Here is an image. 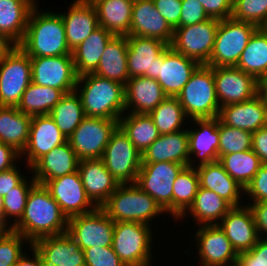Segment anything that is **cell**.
<instances>
[{
	"mask_svg": "<svg viewBox=\"0 0 267 266\" xmlns=\"http://www.w3.org/2000/svg\"><path fill=\"white\" fill-rule=\"evenodd\" d=\"M7 230L8 228L4 225V201L0 196V234Z\"/></svg>",
	"mask_w": 267,
	"mask_h": 266,
	"instance_id": "61",
	"label": "cell"
},
{
	"mask_svg": "<svg viewBox=\"0 0 267 266\" xmlns=\"http://www.w3.org/2000/svg\"><path fill=\"white\" fill-rule=\"evenodd\" d=\"M254 76L261 84H267V32L258 28L250 37L236 65Z\"/></svg>",
	"mask_w": 267,
	"mask_h": 266,
	"instance_id": "38",
	"label": "cell"
},
{
	"mask_svg": "<svg viewBox=\"0 0 267 266\" xmlns=\"http://www.w3.org/2000/svg\"><path fill=\"white\" fill-rule=\"evenodd\" d=\"M75 91L87 117L119 121L125 113V88L119 82L84 74L77 78Z\"/></svg>",
	"mask_w": 267,
	"mask_h": 266,
	"instance_id": "3",
	"label": "cell"
},
{
	"mask_svg": "<svg viewBox=\"0 0 267 266\" xmlns=\"http://www.w3.org/2000/svg\"><path fill=\"white\" fill-rule=\"evenodd\" d=\"M127 114L128 115H126L125 112V114L119 118L118 126L142 154L157 138H159L160 133L149 114Z\"/></svg>",
	"mask_w": 267,
	"mask_h": 266,
	"instance_id": "39",
	"label": "cell"
},
{
	"mask_svg": "<svg viewBox=\"0 0 267 266\" xmlns=\"http://www.w3.org/2000/svg\"><path fill=\"white\" fill-rule=\"evenodd\" d=\"M30 59L33 83L57 88L64 94L75 91L78 76L72 55Z\"/></svg>",
	"mask_w": 267,
	"mask_h": 266,
	"instance_id": "15",
	"label": "cell"
},
{
	"mask_svg": "<svg viewBox=\"0 0 267 266\" xmlns=\"http://www.w3.org/2000/svg\"><path fill=\"white\" fill-rule=\"evenodd\" d=\"M176 97L190 120L218 117L220 105L216 96L213 67L200 65Z\"/></svg>",
	"mask_w": 267,
	"mask_h": 266,
	"instance_id": "5",
	"label": "cell"
},
{
	"mask_svg": "<svg viewBox=\"0 0 267 266\" xmlns=\"http://www.w3.org/2000/svg\"><path fill=\"white\" fill-rule=\"evenodd\" d=\"M219 21L209 18L194 25L175 28L170 47L200 65H206L214 48Z\"/></svg>",
	"mask_w": 267,
	"mask_h": 266,
	"instance_id": "11",
	"label": "cell"
},
{
	"mask_svg": "<svg viewBox=\"0 0 267 266\" xmlns=\"http://www.w3.org/2000/svg\"><path fill=\"white\" fill-rule=\"evenodd\" d=\"M127 36H113L107 43L93 74L125 86L129 78L127 66Z\"/></svg>",
	"mask_w": 267,
	"mask_h": 266,
	"instance_id": "33",
	"label": "cell"
},
{
	"mask_svg": "<svg viewBox=\"0 0 267 266\" xmlns=\"http://www.w3.org/2000/svg\"><path fill=\"white\" fill-rule=\"evenodd\" d=\"M127 42L129 78L146 76L157 80V57L168 45L158 39L140 36H127Z\"/></svg>",
	"mask_w": 267,
	"mask_h": 266,
	"instance_id": "20",
	"label": "cell"
},
{
	"mask_svg": "<svg viewBox=\"0 0 267 266\" xmlns=\"http://www.w3.org/2000/svg\"><path fill=\"white\" fill-rule=\"evenodd\" d=\"M114 35L98 26L90 36L72 51L77 76L93 73L100 61L104 49Z\"/></svg>",
	"mask_w": 267,
	"mask_h": 266,
	"instance_id": "35",
	"label": "cell"
},
{
	"mask_svg": "<svg viewBox=\"0 0 267 266\" xmlns=\"http://www.w3.org/2000/svg\"><path fill=\"white\" fill-rule=\"evenodd\" d=\"M174 29L155 7L153 0H134L128 36L149 37L170 46Z\"/></svg>",
	"mask_w": 267,
	"mask_h": 266,
	"instance_id": "21",
	"label": "cell"
},
{
	"mask_svg": "<svg viewBox=\"0 0 267 266\" xmlns=\"http://www.w3.org/2000/svg\"><path fill=\"white\" fill-rule=\"evenodd\" d=\"M114 221L101 208L68 218L67 233L84 250L93 246H112Z\"/></svg>",
	"mask_w": 267,
	"mask_h": 266,
	"instance_id": "14",
	"label": "cell"
},
{
	"mask_svg": "<svg viewBox=\"0 0 267 266\" xmlns=\"http://www.w3.org/2000/svg\"><path fill=\"white\" fill-rule=\"evenodd\" d=\"M245 193L248 195L249 200H252V203L267 202V163L261 164L256 175L245 187Z\"/></svg>",
	"mask_w": 267,
	"mask_h": 266,
	"instance_id": "50",
	"label": "cell"
},
{
	"mask_svg": "<svg viewBox=\"0 0 267 266\" xmlns=\"http://www.w3.org/2000/svg\"><path fill=\"white\" fill-rule=\"evenodd\" d=\"M160 135L181 131L188 118L177 97L167 96L149 113Z\"/></svg>",
	"mask_w": 267,
	"mask_h": 266,
	"instance_id": "44",
	"label": "cell"
},
{
	"mask_svg": "<svg viewBox=\"0 0 267 266\" xmlns=\"http://www.w3.org/2000/svg\"><path fill=\"white\" fill-rule=\"evenodd\" d=\"M124 88L128 113L149 114L167 97L157 80L146 76L130 78Z\"/></svg>",
	"mask_w": 267,
	"mask_h": 266,
	"instance_id": "28",
	"label": "cell"
},
{
	"mask_svg": "<svg viewBox=\"0 0 267 266\" xmlns=\"http://www.w3.org/2000/svg\"><path fill=\"white\" fill-rule=\"evenodd\" d=\"M79 161L67 141L39 158L29 170L32 171L35 181L44 185L48 180L76 172Z\"/></svg>",
	"mask_w": 267,
	"mask_h": 266,
	"instance_id": "27",
	"label": "cell"
},
{
	"mask_svg": "<svg viewBox=\"0 0 267 266\" xmlns=\"http://www.w3.org/2000/svg\"><path fill=\"white\" fill-rule=\"evenodd\" d=\"M44 186L60 206L67 218L87 214L97 207L88 198L78 170L74 173L48 180Z\"/></svg>",
	"mask_w": 267,
	"mask_h": 266,
	"instance_id": "16",
	"label": "cell"
},
{
	"mask_svg": "<svg viewBox=\"0 0 267 266\" xmlns=\"http://www.w3.org/2000/svg\"><path fill=\"white\" fill-rule=\"evenodd\" d=\"M30 13L23 40L18 45L30 58L72 55L60 13L38 10Z\"/></svg>",
	"mask_w": 267,
	"mask_h": 266,
	"instance_id": "2",
	"label": "cell"
},
{
	"mask_svg": "<svg viewBox=\"0 0 267 266\" xmlns=\"http://www.w3.org/2000/svg\"><path fill=\"white\" fill-rule=\"evenodd\" d=\"M262 29L265 30L267 32V21L264 23V25L262 26Z\"/></svg>",
	"mask_w": 267,
	"mask_h": 266,
	"instance_id": "63",
	"label": "cell"
},
{
	"mask_svg": "<svg viewBox=\"0 0 267 266\" xmlns=\"http://www.w3.org/2000/svg\"><path fill=\"white\" fill-rule=\"evenodd\" d=\"M32 180L24 179L18 186L14 187L9 193L3 197L4 201V225L11 229L16 224L24 213V209L27 203L28 194L31 188L37 183L35 179ZM10 216V217H9ZM14 217L13 224L10 221ZM10 222H7V221ZM9 223V224H8Z\"/></svg>",
	"mask_w": 267,
	"mask_h": 266,
	"instance_id": "45",
	"label": "cell"
},
{
	"mask_svg": "<svg viewBox=\"0 0 267 266\" xmlns=\"http://www.w3.org/2000/svg\"><path fill=\"white\" fill-rule=\"evenodd\" d=\"M30 247L33 251V258L31 256L29 257L25 251L14 266H43V261L40 254L36 251L34 247H32L31 245Z\"/></svg>",
	"mask_w": 267,
	"mask_h": 266,
	"instance_id": "59",
	"label": "cell"
},
{
	"mask_svg": "<svg viewBox=\"0 0 267 266\" xmlns=\"http://www.w3.org/2000/svg\"><path fill=\"white\" fill-rule=\"evenodd\" d=\"M196 170L199 187L215 192L232 207L241 206L244 189L225 171L219 161L196 167Z\"/></svg>",
	"mask_w": 267,
	"mask_h": 266,
	"instance_id": "31",
	"label": "cell"
},
{
	"mask_svg": "<svg viewBox=\"0 0 267 266\" xmlns=\"http://www.w3.org/2000/svg\"><path fill=\"white\" fill-rule=\"evenodd\" d=\"M198 187L199 177L196 168L184 167L173 183V216L175 219L179 220L191 206Z\"/></svg>",
	"mask_w": 267,
	"mask_h": 266,
	"instance_id": "43",
	"label": "cell"
},
{
	"mask_svg": "<svg viewBox=\"0 0 267 266\" xmlns=\"http://www.w3.org/2000/svg\"><path fill=\"white\" fill-rule=\"evenodd\" d=\"M28 240L20 233L14 232L11 229L0 234V266H14L19 258L24 254L22 247L25 244H30Z\"/></svg>",
	"mask_w": 267,
	"mask_h": 266,
	"instance_id": "48",
	"label": "cell"
},
{
	"mask_svg": "<svg viewBox=\"0 0 267 266\" xmlns=\"http://www.w3.org/2000/svg\"><path fill=\"white\" fill-rule=\"evenodd\" d=\"M78 173L91 202L100 208L120 183L109 173L101 158L82 159Z\"/></svg>",
	"mask_w": 267,
	"mask_h": 266,
	"instance_id": "25",
	"label": "cell"
},
{
	"mask_svg": "<svg viewBox=\"0 0 267 266\" xmlns=\"http://www.w3.org/2000/svg\"><path fill=\"white\" fill-rule=\"evenodd\" d=\"M259 93L262 95V100L265 106V114H266V126H267V84H262L259 90Z\"/></svg>",
	"mask_w": 267,
	"mask_h": 266,
	"instance_id": "62",
	"label": "cell"
},
{
	"mask_svg": "<svg viewBox=\"0 0 267 266\" xmlns=\"http://www.w3.org/2000/svg\"><path fill=\"white\" fill-rule=\"evenodd\" d=\"M114 222H139L150 225L154 217L166 212L135 183L120 184L100 207Z\"/></svg>",
	"mask_w": 267,
	"mask_h": 266,
	"instance_id": "4",
	"label": "cell"
},
{
	"mask_svg": "<svg viewBox=\"0 0 267 266\" xmlns=\"http://www.w3.org/2000/svg\"><path fill=\"white\" fill-rule=\"evenodd\" d=\"M241 204L232 207L218 224L237 254L252 249L259 239L249 206L244 202Z\"/></svg>",
	"mask_w": 267,
	"mask_h": 266,
	"instance_id": "23",
	"label": "cell"
},
{
	"mask_svg": "<svg viewBox=\"0 0 267 266\" xmlns=\"http://www.w3.org/2000/svg\"><path fill=\"white\" fill-rule=\"evenodd\" d=\"M231 17L262 28L267 21V0H233Z\"/></svg>",
	"mask_w": 267,
	"mask_h": 266,
	"instance_id": "47",
	"label": "cell"
},
{
	"mask_svg": "<svg viewBox=\"0 0 267 266\" xmlns=\"http://www.w3.org/2000/svg\"><path fill=\"white\" fill-rule=\"evenodd\" d=\"M150 226L131 221L114 222L112 248L126 266H151L153 232Z\"/></svg>",
	"mask_w": 267,
	"mask_h": 266,
	"instance_id": "6",
	"label": "cell"
},
{
	"mask_svg": "<svg viewBox=\"0 0 267 266\" xmlns=\"http://www.w3.org/2000/svg\"><path fill=\"white\" fill-rule=\"evenodd\" d=\"M49 115L67 139L86 117L80 97L76 91L64 94L61 100L52 108Z\"/></svg>",
	"mask_w": 267,
	"mask_h": 266,
	"instance_id": "41",
	"label": "cell"
},
{
	"mask_svg": "<svg viewBox=\"0 0 267 266\" xmlns=\"http://www.w3.org/2000/svg\"><path fill=\"white\" fill-rule=\"evenodd\" d=\"M63 95L64 93L57 88L31 82L22 94L17 109L29 116L47 115Z\"/></svg>",
	"mask_w": 267,
	"mask_h": 266,
	"instance_id": "40",
	"label": "cell"
},
{
	"mask_svg": "<svg viewBox=\"0 0 267 266\" xmlns=\"http://www.w3.org/2000/svg\"><path fill=\"white\" fill-rule=\"evenodd\" d=\"M213 77L220 107L254 98L262 85L254 76L236 66L213 67Z\"/></svg>",
	"mask_w": 267,
	"mask_h": 266,
	"instance_id": "13",
	"label": "cell"
},
{
	"mask_svg": "<svg viewBox=\"0 0 267 266\" xmlns=\"http://www.w3.org/2000/svg\"><path fill=\"white\" fill-rule=\"evenodd\" d=\"M85 266H126L112 246L90 247L84 249Z\"/></svg>",
	"mask_w": 267,
	"mask_h": 266,
	"instance_id": "49",
	"label": "cell"
},
{
	"mask_svg": "<svg viewBox=\"0 0 267 266\" xmlns=\"http://www.w3.org/2000/svg\"><path fill=\"white\" fill-rule=\"evenodd\" d=\"M117 127L118 120L86 116L67 141L80 160L102 158Z\"/></svg>",
	"mask_w": 267,
	"mask_h": 266,
	"instance_id": "12",
	"label": "cell"
},
{
	"mask_svg": "<svg viewBox=\"0 0 267 266\" xmlns=\"http://www.w3.org/2000/svg\"><path fill=\"white\" fill-rule=\"evenodd\" d=\"M227 266H241V265L238 262H235V263L227 265Z\"/></svg>",
	"mask_w": 267,
	"mask_h": 266,
	"instance_id": "64",
	"label": "cell"
},
{
	"mask_svg": "<svg viewBox=\"0 0 267 266\" xmlns=\"http://www.w3.org/2000/svg\"><path fill=\"white\" fill-rule=\"evenodd\" d=\"M102 161L120 183H135L142 165V154L118 126L104 149Z\"/></svg>",
	"mask_w": 267,
	"mask_h": 266,
	"instance_id": "10",
	"label": "cell"
},
{
	"mask_svg": "<svg viewBox=\"0 0 267 266\" xmlns=\"http://www.w3.org/2000/svg\"><path fill=\"white\" fill-rule=\"evenodd\" d=\"M68 12L60 13L66 32V41L73 51L99 26L97 12L90 0H74Z\"/></svg>",
	"mask_w": 267,
	"mask_h": 266,
	"instance_id": "26",
	"label": "cell"
},
{
	"mask_svg": "<svg viewBox=\"0 0 267 266\" xmlns=\"http://www.w3.org/2000/svg\"><path fill=\"white\" fill-rule=\"evenodd\" d=\"M190 161L187 129L160 135L143 153L142 163L174 162L185 167Z\"/></svg>",
	"mask_w": 267,
	"mask_h": 266,
	"instance_id": "30",
	"label": "cell"
},
{
	"mask_svg": "<svg viewBox=\"0 0 267 266\" xmlns=\"http://www.w3.org/2000/svg\"><path fill=\"white\" fill-rule=\"evenodd\" d=\"M219 162L243 189L251 182L262 164L252 149L223 155Z\"/></svg>",
	"mask_w": 267,
	"mask_h": 266,
	"instance_id": "42",
	"label": "cell"
},
{
	"mask_svg": "<svg viewBox=\"0 0 267 266\" xmlns=\"http://www.w3.org/2000/svg\"><path fill=\"white\" fill-rule=\"evenodd\" d=\"M247 205L252 212L259 238L267 239V202L248 203Z\"/></svg>",
	"mask_w": 267,
	"mask_h": 266,
	"instance_id": "56",
	"label": "cell"
},
{
	"mask_svg": "<svg viewBox=\"0 0 267 266\" xmlns=\"http://www.w3.org/2000/svg\"><path fill=\"white\" fill-rule=\"evenodd\" d=\"M180 27L194 25L209 19L203 5L198 0H182Z\"/></svg>",
	"mask_w": 267,
	"mask_h": 266,
	"instance_id": "51",
	"label": "cell"
},
{
	"mask_svg": "<svg viewBox=\"0 0 267 266\" xmlns=\"http://www.w3.org/2000/svg\"><path fill=\"white\" fill-rule=\"evenodd\" d=\"M192 122L198 125V127L197 129L190 128L187 130L190 155L188 166L196 168V164L194 163V160H192L194 155L197 156L196 159L199 157L197 167L219 161L220 140L218 117L210 119H193Z\"/></svg>",
	"mask_w": 267,
	"mask_h": 266,
	"instance_id": "24",
	"label": "cell"
},
{
	"mask_svg": "<svg viewBox=\"0 0 267 266\" xmlns=\"http://www.w3.org/2000/svg\"><path fill=\"white\" fill-rule=\"evenodd\" d=\"M20 158V153L13 147L0 142V172L9 170L15 167Z\"/></svg>",
	"mask_w": 267,
	"mask_h": 266,
	"instance_id": "58",
	"label": "cell"
},
{
	"mask_svg": "<svg viewBox=\"0 0 267 266\" xmlns=\"http://www.w3.org/2000/svg\"><path fill=\"white\" fill-rule=\"evenodd\" d=\"M219 159L223 155L252 149V133L223 124L218 118Z\"/></svg>",
	"mask_w": 267,
	"mask_h": 266,
	"instance_id": "46",
	"label": "cell"
},
{
	"mask_svg": "<svg viewBox=\"0 0 267 266\" xmlns=\"http://www.w3.org/2000/svg\"><path fill=\"white\" fill-rule=\"evenodd\" d=\"M158 79L167 96L176 97L200 66L168 46L158 57Z\"/></svg>",
	"mask_w": 267,
	"mask_h": 266,
	"instance_id": "17",
	"label": "cell"
},
{
	"mask_svg": "<svg viewBox=\"0 0 267 266\" xmlns=\"http://www.w3.org/2000/svg\"><path fill=\"white\" fill-rule=\"evenodd\" d=\"M153 3L173 29L180 27L182 0H153Z\"/></svg>",
	"mask_w": 267,
	"mask_h": 266,
	"instance_id": "53",
	"label": "cell"
},
{
	"mask_svg": "<svg viewBox=\"0 0 267 266\" xmlns=\"http://www.w3.org/2000/svg\"><path fill=\"white\" fill-rule=\"evenodd\" d=\"M99 26L114 36H128L134 0H91Z\"/></svg>",
	"mask_w": 267,
	"mask_h": 266,
	"instance_id": "34",
	"label": "cell"
},
{
	"mask_svg": "<svg viewBox=\"0 0 267 266\" xmlns=\"http://www.w3.org/2000/svg\"><path fill=\"white\" fill-rule=\"evenodd\" d=\"M65 142L67 138L49 114L32 116L28 142L20 157H26L30 168L39 158Z\"/></svg>",
	"mask_w": 267,
	"mask_h": 266,
	"instance_id": "19",
	"label": "cell"
},
{
	"mask_svg": "<svg viewBox=\"0 0 267 266\" xmlns=\"http://www.w3.org/2000/svg\"><path fill=\"white\" fill-rule=\"evenodd\" d=\"M231 208L232 206L215 192L198 187L193 203L179 219L190 213L198 226L218 225L217 221H221Z\"/></svg>",
	"mask_w": 267,
	"mask_h": 266,
	"instance_id": "37",
	"label": "cell"
},
{
	"mask_svg": "<svg viewBox=\"0 0 267 266\" xmlns=\"http://www.w3.org/2000/svg\"><path fill=\"white\" fill-rule=\"evenodd\" d=\"M258 29L252 23L232 17L219 21L214 48L207 66H236L250 37Z\"/></svg>",
	"mask_w": 267,
	"mask_h": 266,
	"instance_id": "7",
	"label": "cell"
},
{
	"mask_svg": "<svg viewBox=\"0 0 267 266\" xmlns=\"http://www.w3.org/2000/svg\"><path fill=\"white\" fill-rule=\"evenodd\" d=\"M252 150L262 164L267 163V126L252 132Z\"/></svg>",
	"mask_w": 267,
	"mask_h": 266,
	"instance_id": "57",
	"label": "cell"
},
{
	"mask_svg": "<svg viewBox=\"0 0 267 266\" xmlns=\"http://www.w3.org/2000/svg\"><path fill=\"white\" fill-rule=\"evenodd\" d=\"M237 262L241 266H267V239L259 238L252 249L239 253Z\"/></svg>",
	"mask_w": 267,
	"mask_h": 266,
	"instance_id": "52",
	"label": "cell"
},
{
	"mask_svg": "<svg viewBox=\"0 0 267 266\" xmlns=\"http://www.w3.org/2000/svg\"><path fill=\"white\" fill-rule=\"evenodd\" d=\"M36 0H0V33L18 46L24 38Z\"/></svg>",
	"mask_w": 267,
	"mask_h": 266,
	"instance_id": "32",
	"label": "cell"
},
{
	"mask_svg": "<svg viewBox=\"0 0 267 266\" xmlns=\"http://www.w3.org/2000/svg\"><path fill=\"white\" fill-rule=\"evenodd\" d=\"M209 16L218 20L230 18L233 10V0H198Z\"/></svg>",
	"mask_w": 267,
	"mask_h": 266,
	"instance_id": "54",
	"label": "cell"
},
{
	"mask_svg": "<svg viewBox=\"0 0 267 266\" xmlns=\"http://www.w3.org/2000/svg\"><path fill=\"white\" fill-rule=\"evenodd\" d=\"M184 167L174 162L142 163L135 184L173 217V183Z\"/></svg>",
	"mask_w": 267,
	"mask_h": 266,
	"instance_id": "9",
	"label": "cell"
},
{
	"mask_svg": "<svg viewBox=\"0 0 267 266\" xmlns=\"http://www.w3.org/2000/svg\"><path fill=\"white\" fill-rule=\"evenodd\" d=\"M43 263L53 266H85L84 250L67 232L46 236L31 244Z\"/></svg>",
	"mask_w": 267,
	"mask_h": 266,
	"instance_id": "22",
	"label": "cell"
},
{
	"mask_svg": "<svg viewBox=\"0 0 267 266\" xmlns=\"http://www.w3.org/2000/svg\"><path fill=\"white\" fill-rule=\"evenodd\" d=\"M67 229V216L49 190L39 183L31 188L22 217L11 227L31 244L42 237L66 233Z\"/></svg>",
	"mask_w": 267,
	"mask_h": 266,
	"instance_id": "1",
	"label": "cell"
},
{
	"mask_svg": "<svg viewBox=\"0 0 267 266\" xmlns=\"http://www.w3.org/2000/svg\"><path fill=\"white\" fill-rule=\"evenodd\" d=\"M43 266H53V265H49V264H45V263H43Z\"/></svg>",
	"mask_w": 267,
	"mask_h": 266,
	"instance_id": "65",
	"label": "cell"
},
{
	"mask_svg": "<svg viewBox=\"0 0 267 266\" xmlns=\"http://www.w3.org/2000/svg\"><path fill=\"white\" fill-rule=\"evenodd\" d=\"M31 119L17 107L0 106V142L21 154L28 142Z\"/></svg>",
	"mask_w": 267,
	"mask_h": 266,
	"instance_id": "36",
	"label": "cell"
},
{
	"mask_svg": "<svg viewBox=\"0 0 267 266\" xmlns=\"http://www.w3.org/2000/svg\"><path fill=\"white\" fill-rule=\"evenodd\" d=\"M15 166L9 170L0 172V196L4 197L14 187L18 186L26 177Z\"/></svg>",
	"mask_w": 267,
	"mask_h": 266,
	"instance_id": "55",
	"label": "cell"
},
{
	"mask_svg": "<svg viewBox=\"0 0 267 266\" xmlns=\"http://www.w3.org/2000/svg\"><path fill=\"white\" fill-rule=\"evenodd\" d=\"M201 266H227L237 262L238 254L219 225H205L195 233Z\"/></svg>",
	"mask_w": 267,
	"mask_h": 266,
	"instance_id": "18",
	"label": "cell"
},
{
	"mask_svg": "<svg viewBox=\"0 0 267 266\" xmlns=\"http://www.w3.org/2000/svg\"><path fill=\"white\" fill-rule=\"evenodd\" d=\"M218 118L229 127L251 133L257 131L266 126L265 106L262 95L259 93L248 101L220 107Z\"/></svg>",
	"mask_w": 267,
	"mask_h": 266,
	"instance_id": "29",
	"label": "cell"
},
{
	"mask_svg": "<svg viewBox=\"0 0 267 266\" xmlns=\"http://www.w3.org/2000/svg\"><path fill=\"white\" fill-rule=\"evenodd\" d=\"M15 47V45L0 33V62Z\"/></svg>",
	"mask_w": 267,
	"mask_h": 266,
	"instance_id": "60",
	"label": "cell"
},
{
	"mask_svg": "<svg viewBox=\"0 0 267 266\" xmlns=\"http://www.w3.org/2000/svg\"><path fill=\"white\" fill-rule=\"evenodd\" d=\"M31 82V59L15 46L0 62V106L17 107Z\"/></svg>",
	"mask_w": 267,
	"mask_h": 266,
	"instance_id": "8",
	"label": "cell"
}]
</instances>
